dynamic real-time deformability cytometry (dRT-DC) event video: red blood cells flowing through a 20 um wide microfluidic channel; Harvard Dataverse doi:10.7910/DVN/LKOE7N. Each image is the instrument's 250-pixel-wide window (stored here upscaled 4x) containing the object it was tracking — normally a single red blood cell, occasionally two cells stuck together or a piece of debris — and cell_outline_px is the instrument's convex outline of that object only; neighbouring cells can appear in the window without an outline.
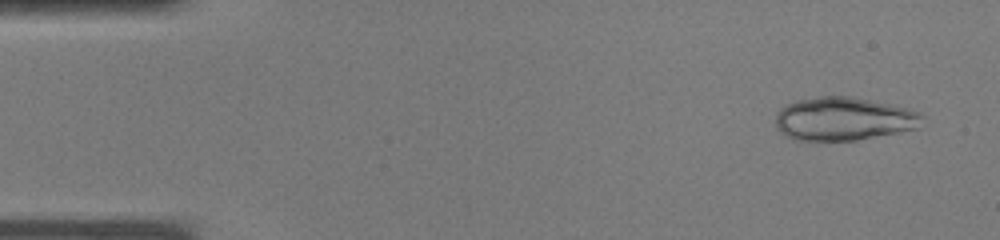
{"species": "common noctule bat (a hibernating species)", "species_latin": "Nyctalus noctula", "temperature_condition": "warm", "stored_images_in_passage": 36, "camera_frame_rate_fps": 3000, "um_per_image_px": 0.085, "animal": {"sex": "male", "body_mass_g": 19.0, "forearm_length_mm": 50.8}, "frame": {"image": 1, "passage_image": 2, "time_ms": 0.333, "image_size_px": [1000, 240], "cell_outline_px": [[924, 116], [916, 128], [856, 140], [792, 140], [780, 132], [776, 128], [776, 112], [780, 108], [796, 100], [820, 96], [852, 96], [908, 108], [920, 112]], "centroid_in_image_um": [71.66, 10.09], "position_along_channel_um": 13.3, "area_um2": 36.93}}
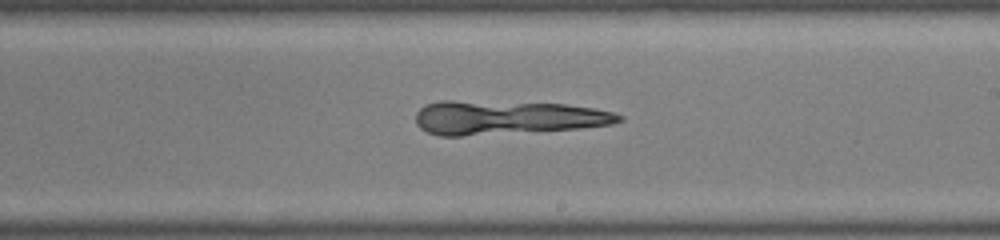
{"frame": {"image": 2, "passage_image": 21, "time_ms": 6.667, "image_size_px": [1000, 240], "cell_outline_px": [[624, 120], [612, 124], [580, 128], [460, 136], [440, 136], [428, 132], [420, 128], [416, 124], [416, 112], [424, 104], [440, 100], [452, 100], [564, 104], [592, 108], [612, 112], [624, 116]], "centroid_in_image_um": [43.05, 9.99], "position_along_channel_um": 246.0, "area_um2": 40.11}}
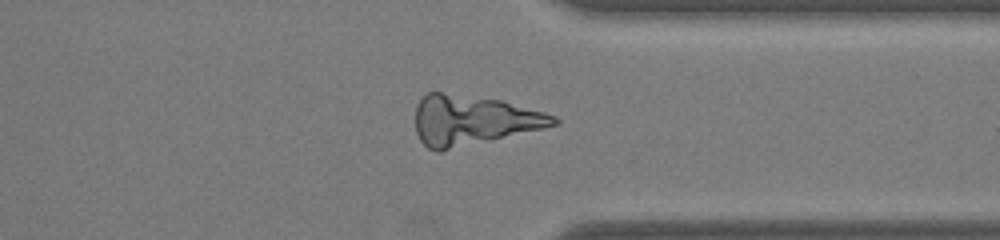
{"frame": {"image": 3, "passage_image": 28, "time_ms": 9.0, "image_size_px": [1000, 240], "cell_outline_px": [[560, 120], [556, 124], [540, 128], [440, 152], [436, 152], [428, 148], [420, 140], [416, 132], [416, 104], [428, 92], [440, 92], [500, 100], [544, 112], [556, 116]], "centroid_in_image_um": [40.14, 10.22], "position_along_channel_um": 371.3, "area_um2": 39.48}}